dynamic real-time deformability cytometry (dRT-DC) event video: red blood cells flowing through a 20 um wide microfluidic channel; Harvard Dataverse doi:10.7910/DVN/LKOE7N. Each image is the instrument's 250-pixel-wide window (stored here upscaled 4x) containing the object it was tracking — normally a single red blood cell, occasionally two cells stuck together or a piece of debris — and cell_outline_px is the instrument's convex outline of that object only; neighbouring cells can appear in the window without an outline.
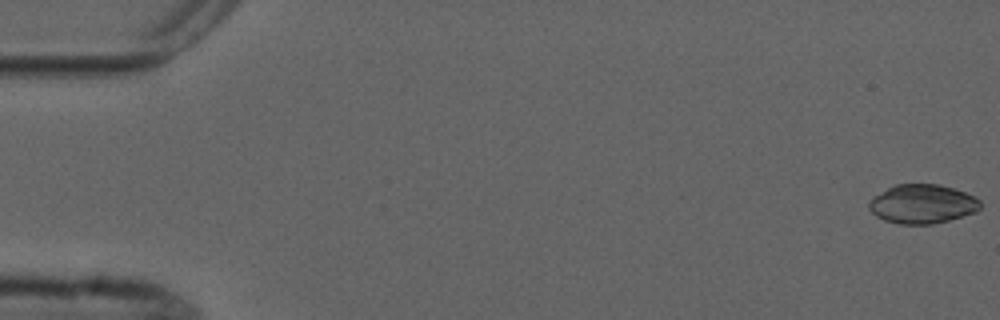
{"species": "common noctule bat (a hibernating species)", "species_latin": "Nyctalus noctula", "temperature_condition": "cold", "stored_images_in_passage": 5, "camera_frame_rate_fps": 3000, "um_per_image_px": 0.085, "animal": {"sex": "male", "forearm_length_mm": 52.5}, "frame": {"image": 1, "passage_image": 1, "time_ms": 0.0, "image_size_px": [1000, 320], "cell_outline_px": [[980, 208], [976, 212], [948, 220], [932, 224], [900, 224], [884, 220], [876, 216], [868, 208], [868, 200], [888, 188], [896, 184], [940, 184], [964, 192], [980, 200]], "centroid_in_image_um": [78.38, 17.34], "position_along_channel_um": 6.6, "area_um2": 25.2}}
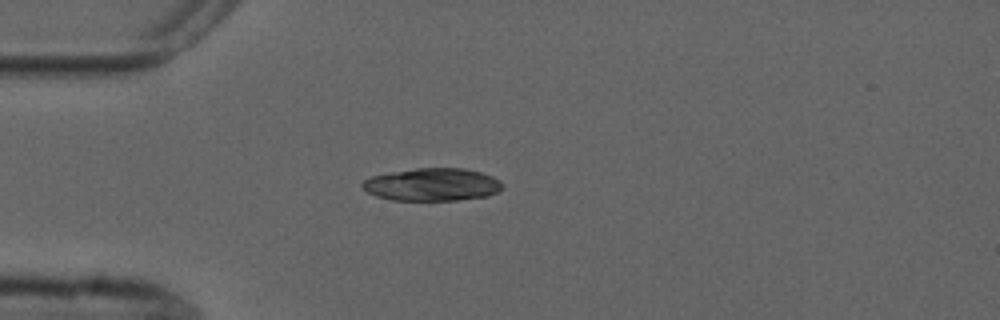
{"frame": {"image": 2, "passage_image": 5, "time_ms": 4.667, "image_size_px": [1000, 320], "cell_outline_px": [[504, 188], [488, 196], [456, 200], [392, 200], [376, 196], [368, 192], [360, 184], [364, 180], [372, 176], [392, 172], [416, 168], [464, 168], [480, 172], [492, 176], [500, 180], [504, 184]], "centroid_in_image_um": [36.77, 15.68], "position_along_channel_um": 48.2, "area_um2": 26.7}}